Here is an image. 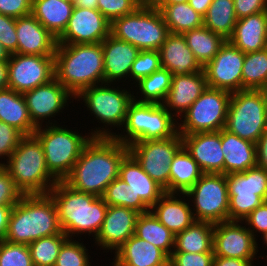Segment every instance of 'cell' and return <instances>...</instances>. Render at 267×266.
<instances>
[{"label":"cell","instance_id":"cell-1","mask_svg":"<svg viewBox=\"0 0 267 266\" xmlns=\"http://www.w3.org/2000/svg\"><path fill=\"white\" fill-rule=\"evenodd\" d=\"M128 153V146L114 137H93L63 181L77 191L102 197L119 177L120 163Z\"/></svg>","mask_w":267,"mask_h":266},{"label":"cell","instance_id":"cell-2","mask_svg":"<svg viewBox=\"0 0 267 266\" xmlns=\"http://www.w3.org/2000/svg\"><path fill=\"white\" fill-rule=\"evenodd\" d=\"M48 194L56 205L61 229L68 238L81 239L83 234H93L92 239L96 238L108 208L102 197L77 191L64 181H58Z\"/></svg>","mask_w":267,"mask_h":266},{"label":"cell","instance_id":"cell-3","mask_svg":"<svg viewBox=\"0 0 267 266\" xmlns=\"http://www.w3.org/2000/svg\"><path fill=\"white\" fill-rule=\"evenodd\" d=\"M54 72L74 97L85 88L105 83L102 44H57Z\"/></svg>","mask_w":267,"mask_h":266},{"label":"cell","instance_id":"cell-4","mask_svg":"<svg viewBox=\"0 0 267 266\" xmlns=\"http://www.w3.org/2000/svg\"><path fill=\"white\" fill-rule=\"evenodd\" d=\"M64 234L49 194L22 195L13 206L4 240L30 244L42 237Z\"/></svg>","mask_w":267,"mask_h":266},{"label":"cell","instance_id":"cell-5","mask_svg":"<svg viewBox=\"0 0 267 266\" xmlns=\"http://www.w3.org/2000/svg\"><path fill=\"white\" fill-rule=\"evenodd\" d=\"M22 195L48 194L58 180L48 171L39 139L24 135L2 165Z\"/></svg>","mask_w":267,"mask_h":266},{"label":"cell","instance_id":"cell-6","mask_svg":"<svg viewBox=\"0 0 267 266\" xmlns=\"http://www.w3.org/2000/svg\"><path fill=\"white\" fill-rule=\"evenodd\" d=\"M126 88L117 86L116 83H102L83 89L75 97V101L84 102L83 105L95 121L97 119V122L103 124L101 127H95V130L91 129L90 134L93 137L112 138L117 134L115 128H123L128 107L134 100V93L130 88Z\"/></svg>","mask_w":267,"mask_h":266},{"label":"cell","instance_id":"cell-7","mask_svg":"<svg viewBox=\"0 0 267 266\" xmlns=\"http://www.w3.org/2000/svg\"><path fill=\"white\" fill-rule=\"evenodd\" d=\"M72 130L59 123L46 126L44 123L34 132L42 144L48 171L58 181H63L70 174L84 147L93 138L89 132L83 135L78 130Z\"/></svg>","mask_w":267,"mask_h":266},{"label":"cell","instance_id":"cell-8","mask_svg":"<svg viewBox=\"0 0 267 266\" xmlns=\"http://www.w3.org/2000/svg\"><path fill=\"white\" fill-rule=\"evenodd\" d=\"M120 131L114 138L129 146L134 142L174 137L178 133V121L162 104L133 100Z\"/></svg>","mask_w":267,"mask_h":266},{"label":"cell","instance_id":"cell-9","mask_svg":"<svg viewBox=\"0 0 267 266\" xmlns=\"http://www.w3.org/2000/svg\"><path fill=\"white\" fill-rule=\"evenodd\" d=\"M169 33L161 11L155 7L140 6L113 20L110 26V35L139 50L159 51Z\"/></svg>","mask_w":267,"mask_h":266},{"label":"cell","instance_id":"cell-10","mask_svg":"<svg viewBox=\"0 0 267 266\" xmlns=\"http://www.w3.org/2000/svg\"><path fill=\"white\" fill-rule=\"evenodd\" d=\"M224 129L256 144L267 130L263 90L244 89L232 93Z\"/></svg>","mask_w":267,"mask_h":266},{"label":"cell","instance_id":"cell-11","mask_svg":"<svg viewBox=\"0 0 267 266\" xmlns=\"http://www.w3.org/2000/svg\"><path fill=\"white\" fill-rule=\"evenodd\" d=\"M196 221L213 224L229 220L228 185L225 174L204 173L184 193ZM191 200V201H190Z\"/></svg>","mask_w":267,"mask_h":266},{"label":"cell","instance_id":"cell-12","mask_svg":"<svg viewBox=\"0 0 267 266\" xmlns=\"http://www.w3.org/2000/svg\"><path fill=\"white\" fill-rule=\"evenodd\" d=\"M232 93L207 87L178 121L179 134L215 132L225 127Z\"/></svg>","mask_w":267,"mask_h":266},{"label":"cell","instance_id":"cell-13","mask_svg":"<svg viewBox=\"0 0 267 266\" xmlns=\"http://www.w3.org/2000/svg\"><path fill=\"white\" fill-rule=\"evenodd\" d=\"M229 197V220L244 221L267 201V171L253 167L244 172L226 175Z\"/></svg>","mask_w":267,"mask_h":266},{"label":"cell","instance_id":"cell-14","mask_svg":"<svg viewBox=\"0 0 267 266\" xmlns=\"http://www.w3.org/2000/svg\"><path fill=\"white\" fill-rule=\"evenodd\" d=\"M182 147L179 133L169 139L134 142L128 146L142 169L167 193H170V164Z\"/></svg>","mask_w":267,"mask_h":266},{"label":"cell","instance_id":"cell-15","mask_svg":"<svg viewBox=\"0 0 267 266\" xmlns=\"http://www.w3.org/2000/svg\"><path fill=\"white\" fill-rule=\"evenodd\" d=\"M23 96L30 119L36 127L43 126V122L45 125L57 124L56 116L68 108L71 99L70 103L75 99L55 77L48 83L24 92Z\"/></svg>","mask_w":267,"mask_h":266},{"label":"cell","instance_id":"cell-16","mask_svg":"<svg viewBox=\"0 0 267 266\" xmlns=\"http://www.w3.org/2000/svg\"><path fill=\"white\" fill-rule=\"evenodd\" d=\"M55 77L54 56L12 54L8 59V88L24 93Z\"/></svg>","mask_w":267,"mask_h":266},{"label":"cell","instance_id":"cell-17","mask_svg":"<svg viewBox=\"0 0 267 266\" xmlns=\"http://www.w3.org/2000/svg\"><path fill=\"white\" fill-rule=\"evenodd\" d=\"M244 224V225H243ZM260 247L243 221H223L214 224L213 251L215 256L254 261ZM256 258V259H255Z\"/></svg>","mask_w":267,"mask_h":266},{"label":"cell","instance_id":"cell-18","mask_svg":"<svg viewBox=\"0 0 267 266\" xmlns=\"http://www.w3.org/2000/svg\"><path fill=\"white\" fill-rule=\"evenodd\" d=\"M244 57L245 53L226 40L215 57L203 67L207 86L230 93L242 90Z\"/></svg>","mask_w":267,"mask_h":266},{"label":"cell","instance_id":"cell-19","mask_svg":"<svg viewBox=\"0 0 267 266\" xmlns=\"http://www.w3.org/2000/svg\"><path fill=\"white\" fill-rule=\"evenodd\" d=\"M111 23L98 9L74 7L57 44L101 43L110 35Z\"/></svg>","mask_w":267,"mask_h":266},{"label":"cell","instance_id":"cell-20","mask_svg":"<svg viewBox=\"0 0 267 266\" xmlns=\"http://www.w3.org/2000/svg\"><path fill=\"white\" fill-rule=\"evenodd\" d=\"M119 178L134 193V210L146 213L166 193L165 189L154 181L128 153L120 163Z\"/></svg>","mask_w":267,"mask_h":266},{"label":"cell","instance_id":"cell-21","mask_svg":"<svg viewBox=\"0 0 267 266\" xmlns=\"http://www.w3.org/2000/svg\"><path fill=\"white\" fill-rule=\"evenodd\" d=\"M139 214L123 206H108L101 230L93 240L94 246L100 247V251H116L135 234Z\"/></svg>","mask_w":267,"mask_h":266},{"label":"cell","instance_id":"cell-22","mask_svg":"<svg viewBox=\"0 0 267 266\" xmlns=\"http://www.w3.org/2000/svg\"><path fill=\"white\" fill-rule=\"evenodd\" d=\"M180 135L183 147L195 160L203 173L224 174L221 130Z\"/></svg>","mask_w":267,"mask_h":266},{"label":"cell","instance_id":"cell-23","mask_svg":"<svg viewBox=\"0 0 267 266\" xmlns=\"http://www.w3.org/2000/svg\"><path fill=\"white\" fill-rule=\"evenodd\" d=\"M207 87L204 70L187 75H173L171 87L162 105L179 121Z\"/></svg>","mask_w":267,"mask_h":266},{"label":"cell","instance_id":"cell-24","mask_svg":"<svg viewBox=\"0 0 267 266\" xmlns=\"http://www.w3.org/2000/svg\"><path fill=\"white\" fill-rule=\"evenodd\" d=\"M15 27L18 39V54L55 55L57 38L32 14L15 18Z\"/></svg>","mask_w":267,"mask_h":266},{"label":"cell","instance_id":"cell-25","mask_svg":"<svg viewBox=\"0 0 267 266\" xmlns=\"http://www.w3.org/2000/svg\"><path fill=\"white\" fill-rule=\"evenodd\" d=\"M105 83H129V74L140 50L134 45L108 35L102 42ZM124 79V80H123ZM121 81V82H120ZM118 82V83H117Z\"/></svg>","mask_w":267,"mask_h":266},{"label":"cell","instance_id":"cell-26","mask_svg":"<svg viewBox=\"0 0 267 266\" xmlns=\"http://www.w3.org/2000/svg\"><path fill=\"white\" fill-rule=\"evenodd\" d=\"M112 266H168L169 256L152 243L132 235L114 251Z\"/></svg>","mask_w":267,"mask_h":266},{"label":"cell","instance_id":"cell-27","mask_svg":"<svg viewBox=\"0 0 267 266\" xmlns=\"http://www.w3.org/2000/svg\"><path fill=\"white\" fill-rule=\"evenodd\" d=\"M150 211L175 235L182 232L196 221L190 202L184 193L166 192L158 202L150 208Z\"/></svg>","mask_w":267,"mask_h":266},{"label":"cell","instance_id":"cell-28","mask_svg":"<svg viewBox=\"0 0 267 266\" xmlns=\"http://www.w3.org/2000/svg\"><path fill=\"white\" fill-rule=\"evenodd\" d=\"M161 67L173 75H187L203 70L187 46L183 34L169 33L159 49Z\"/></svg>","mask_w":267,"mask_h":266},{"label":"cell","instance_id":"cell-29","mask_svg":"<svg viewBox=\"0 0 267 266\" xmlns=\"http://www.w3.org/2000/svg\"><path fill=\"white\" fill-rule=\"evenodd\" d=\"M228 41L243 53L267 48V11L258 12L237 20Z\"/></svg>","mask_w":267,"mask_h":266},{"label":"cell","instance_id":"cell-30","mask_svg":"<svg viewBox=\"0 0 267 266\" xmlns=\"http://www.w3.org/2000/svg\"><path fill=\"white\" fill-rule=\"evenodd\" d=\"M224 174L240 173L257 166L256 144L221 129Z\"/></svg>","mask_w":267,"mask_h":266},{"label":"cell","instance_id":"cell-31","mask_svg":"<svg viewBox=\"0 0 267 266\" xmlns=\"http://www.w3.org/2000/svg\"><path fill=\"white\" fill-rule=\"evenodd\" d=\"M0 121L15 127L23 135H33L37 129L30 119L23 94L11 88L0 90Z\"/></svg>","mask_w":267,"mask_h":266},{"label":"cell","instance_id":"cell-32","mask_svg":"<svg viewBox=\"0 0 267 266\" xmlns=\"http://www.w3.org/2000/svg\"><path fill=\"white\" fill-rule=\"evenodd\" d=\"M74 5L64 0H32L31 14L56 38L66 29Z\"/></svg>","mask_w":267,"mask_h":266},{"label":"cell","instance_id":"cell-33","mask_svg":"<svg viewBox=\"0 0 267 266\" xmlns=\"http://www.w3.org/2000/svg\"><path fill=\"white\" fill-rule=\"evenodd\" d=\"M213 231V223L194 221L188 228L175 235L173 252H214Z\"/></svg>","mask_w":267,"mask_h":266},{"label":"cell","instance_id":"cell-34","mask_svg":"<svg viewBox=\"0 0 267 266\" xmlns=\"http://www.w3.org/2000/svg\"><path fill=\"white\" fill-rule=\"evenodd\" d=\"M203 174L195 160L182 147L170 164V193H185Z\"/></svg>","mask_w":267,"mask_h":266},{"label":"cell","instance_id":"cell-35","mask_svg":"<svg viewBox=\"0 0 267 266\" xmlns=\"http://www.w3.org/2000/svg\"><path fill=\"white\" fill-rule=\"evenodd\" d=\"M135 235L163 250L169 257L174 251L175 234L164 226L151 211L138 215Z\"/></svg>","mask_w":267,"mask_h":266},{"label":"cell","instance_id":"cell-36","mask_svg":"<svg viewBox=\"0 0 267 266\" xmlns=\"http://www.w3.org/2000/svg\"><path fill=\"white\" fill-rule=\"evenodd\" d=\"M187 46L202 67H205L218 53L226 40L219 34L202 26L183 34Z\"/></svg>","mask_w":267,"mask_h":266},{"label":"cell","instance_id":"cell-37","mask_svg":"<svg viewBox=\"0 0 267 266\" xmlns=\"http://www.w3.org/2000/svg\"><path fill=\"white\" fill-rule=\"evenodd\" d=\"M154 7L161 11L170 33L184 34L203 26V16L197 13L188 2Z\"/></svg>","mask_w":267,"mask_h":266},{"label":"cell","instance_id":"cell-38","mask_svg":"<svg viewBox=\"0 0 267 266\" xmlns=\"http://www.w3.org/2000/svg\"><path fill=\"white\" fill-rule=\"evenodd\" d=\"M237 20L233 0H213L203 17V26L228 40Z\"/></svg>","mask_w":267,"mask_h":266},{"label":"cell","instance_id":"cell-39","mask_svg":"<svg viewBox=\"0 0 267 266\" xmlns=\"http://www.w3.org/2000/svg\"><path fill=\"white\" fill-rule=\"evenodd\" d=\"M172 76L173 74L170 71L161 67L151 75L141 78L135 83V87L139 89L136 88L137 92L133 91L137 95H134V100L137 102L162 104L171 87Z\"/></svg>","mask_w":267,"mask_h":266},{"label":"cell","instance_id":"cell-40","mask_svg":"<svg viewBox=\"0 0 267 266\" xmlns=\"http://www.w3.org/2000/svg\"><path fill=\"white\" fill-rule=\"evenodd\" d=\"M267 88V48L245 53L242 68V90Z\"/></svg>","mask_w":267,"mask_h":266},{"label":"cell","instance_id":"cell-41","mask_svg":"<svg viewBox=\"0 0 267 266\" xmlns=\"http://www.w3.org/2000/svg\"><path fill=\"white\" fill-rule=\"evenodd\" d=\"M67 239L65 234H56L28 244L34 266H54L60 248Z\"/></svg>","mask_w":267,"mask_h":266},{"label":"cell","instance_id":"cell-42","mask_svg":"<svg viewBox=\"0 0 267 266\" xmlns=\"http://www.w3.org/2000/svg\"><path fill=\"white\" fill-rule=\"evenodd\" d=\"M75 239V240H74ZM79 240V241H78ZM76 238H68L60 248L54 266H91V256L88 247ZM81 241V242H80ZM88 251V252H87ZM91 260V261H90Z\"/></svg>","mask_w":267,"mask_h":266},{"label":"cell","instance_id":"cell-43","mask_svg":"<svg viewBox=\"0 0 267 266\" xmlns=\"http://www.w3.org/2000/svg\"><path fill=\"white\" fill-rule=\"evenodd\" d=\"M161 68L160 53L156 50H140L132 64L129 82L137 83L141 78L151 75ZM132 79V80H131Z\"/></svg>","mask_w":267,"mask_h":266},{"label":"cell","instance_id":"cell-44","mask_svg":"<svg viewBox=\"0 0 267 266\" xmlns=\"http://www.w3.org/2000/svg\"><path fill=\"white\" fill-rule=\"evenodd\" d=\"M0 266H34L28 245L1 240Z\"/></svg>","mask_w":267,"mask_h":266},{"label":"cell","instance_id":"cell-45","mask_svg":"<svg viewBox=\"0 0 267 266\" xmlns=\"http://www.w3.org/2000/svg\"><path fill=\"white\" fill-rule=\"evenodd\" d=\"M102 198L108 206H123L134 210V193L119 177L107 186Z\"/></svg>","mask_w":267,"mask_h":266},{"label":"cell","instance_id":"cell-46","mask_svg":"<svg viewBox=\"0 0 267 266\" xmlns=\"http://www.w3.org/2000/svg\"><path fill=\"white\" fill-rule=\"evenodd\" d=\"M140 7L138 0H98L97 9L111 23Z\"/></svg>","mask_w":267,"mask_h":266},{"label":"cell","instance_id":"cell-47","mask_svg":"<svg viewBox=\"0 0 267 266\" xmlns=\"http://www.w3.org/2000/svg\"><path fill=\"white\" fill-rule=\"evenodd\" d=\"M24 135L15 127L0 121V165L11 156ZM4 159V160H3ZM3 160V161H2Z\"/></svg>","mask_w":267,"mask_h":266},{"label":"cell","instance_id":"cell-48","mask_svg":"<svg viewBox=\"0 0 267 266\" xmlns=\"http://www.w3.org/2000/svg\"><path fill=\"white\" fill-rule=\"evenodd\" d=\"M214 252L187 253L172 252L170 266H213Z\"/></svg>","mask_w":267,"mask_h":266},{"label":"cell","instance_id":"cell-49","mask_svg":"<svg viewBox=\"0 0 267 266\" xmlns=\"http://www.w3.org/2000/svg\"><path fill=\"white\" fill-rule=\"evenodd\" d=\"M0 43L10 55L17 53L15 18L0 14Z\"/></svg>","mask_w":267,"mask_h":266},{"label":"cell","instance_id":"cell-50","mask_svg":"<svg viewBox=\"0 0 267 266\" xmlns=\"http://www.w3.org/2000/svg\"><path fill=\"white\" fill-rule=\"evenodd\" d=\"M21 196L10 175L0 165V205H15Z\"/></svg>","mask_w":267,"mask_h":266},{"label":"cell","instance_id":"cell-51","mask_svg":"<svg viewBox=\"0 0 267 266\" xmlns=\"http://www.w3.org/2000/svg\"><path fill=\"white\" fill-rule=\"evenodd\" d=\"M254 238L267 232V201H264L252 211L243 221ZM259 236H258V234Z\"/></svg>","mask_w":267,"mask_h":266},{"label":"cell","instance_id":"cell-52","mask_svg":"<svg viewBox=\"0 0 267 266\" xmlns=\"http://www.w3.org/2000/svg\"><path fill=\"white\" fill-rule=\"evenodd\" d=\"M32 0H0V14L13 18L30 15Z\"/></svg>","mask_w":267,"mask_h":266},{"label":"cell","instance_id":"cell-53","mask_svg":"<svg viewBox=\"0 0 267 266\" xmlns=\"http://www.w3.org/2000/svg\"><path fill=\"white\" fill-rule=\"evenodd\" d=\"M237 19L267 11V0H233Z\"/></svg>","mask_w":267,"mask_h":266},{"label":"cell","instance_id":"cell-54","mask_svg":"<svg viewBox=\"0 0 267 266\" xmlns=\"http://www.w3.org/2000/svg\"><path fill=\"white\" fill-rule=\"evenodd\" d=\"M257 166L267 171V130L256 143Z\"/></svg>","mask_w":267,"mask_h":266},{"label":"cell","instance_id":"cell-55","mask_svg":"<svg viewBox=\"0 0 267 266\" xmlns=\"http://www.w3.org/2000/svg\"><path fill=\"white\" fill-rule=\"evenodd\" d=\"M254 261L215 256L213 266H254Z\"/></svg>","mask_w":267,"mask_h":266},{"label":"cell","instance_id":"cell-56","mask_svg":"<svg viewBox=\"0 0 267 266\" xmlns=\"http://www.w3.org/2000/svg\"><path fill=\"white\" fill-rule=\"evenodd\" d=\"M14 205H0V241L4 240Z\"/></svg>","mask_w":267,"mask_h":266},{"label":"cell","instance_id":"cell-57","mask_svg":"<svg viewBox=\"0 0 267 266\" xmlns=\"http://www.w3.org/2000/svg\"><path fill=\"white\" fill-rule=\"evenodd\" d=\"M213 0H189V5L200 15L205 16Z\"/></svg>","mask_w":267,"mask_h":266},{"label":"cell","instance_id":"cell-58","mask_svg":"<svg viewBox=\"0 0 267 266\" xmlns=\"http://www.w3.org/2000/svg\"><path fill=\"white\" fill-rule=\"evenodd\" d=\"M8 88V60L0 61V90Z\"/></svg>","mask_w":267,"mask_h":266},{"label":"cell","instance_id":"cell-59","mask_svg":"<svg viewBox=\"0 0 267 266\" xmlns=\"http://www.w3.org/2000/svg\"><path fill=\"white\" fill-rule=\"evenodd\" d=\"M98 0H74V7L97 9Z\"/></svg>","mask_w":267,"mask_h":266},{"label":"cell","instance_id":"cell-60","mask_svg":"<svg viewBox=\"0 0 267 266\" xmlns=\"http://www.w3.org/2000/svg\"><path fill=\"white\" fill-rule=\"evenodd\" d=\"M160 0H138L140 6L154 7Z\"/></svg>","mask_w":267,"mask_h":266},{"label":"cell","instance_id":"cell-61","mask_svg":"<svg viewBox=\"0 0 267 266\" xmlns=\"http://www.w3.org/2000/svg\"><path fill=\"white\" fill-rule=\"evenodd\" d=\"M189 0H160L156 5H173L188 2Z\"/></svg>","mask_w":267,"mask_h":266},{"label":"cell","instance_id":"cell-62","mask_svg":"<svg viewBox=\"0 0 267 266\" xmlns=\"http://www.w3.org/2000/svg\"><path fill=\"white\" fill-rule=\"evenodd\" d=\"M10 58V54L0 43V61L8 60Z\"/></svg>","mask_w":267,"mask_h":266},{"label":"cell","instance_id":"cell-63","mask_svg":"<svg viewBox=\"0 0 267 266\" xmlns=\"http://www.w3.org/2000/svg\"><path fill=\"white\" fill-rule=\"evenodd\" d=\"M260 238H262V240H263L262 241L263 245L267 246V232L262 234Z\"/></svg>","mask_w":267,"mask_h":266},{"label":"cell","instance_id":"cell-64","mask_svg":"<svg viewBox=\"0 0 267 266\" xmlns=\"http://www.w3.org/2000/svg\"><path fill=\"white\" fill-rule=\"evenodd\" d=\"M263 92L266 99V107H267V88L263 89Z\"/></svg>","mask_w":267,"mask_h":266},{"label":"cell","instance_id":"cell-65","mask_svg":"<svg viewBox=\"0 0 267 266\" xmlns=\"http://www.w3.org/2000/svg\"><path fill=\"white\" fill-rule=\"evenodd\" d=\"M64 1L72 2V3L74 2V0H64Z\"/></svg>","mask_w":267,"mask_h":266}]
</instances>
